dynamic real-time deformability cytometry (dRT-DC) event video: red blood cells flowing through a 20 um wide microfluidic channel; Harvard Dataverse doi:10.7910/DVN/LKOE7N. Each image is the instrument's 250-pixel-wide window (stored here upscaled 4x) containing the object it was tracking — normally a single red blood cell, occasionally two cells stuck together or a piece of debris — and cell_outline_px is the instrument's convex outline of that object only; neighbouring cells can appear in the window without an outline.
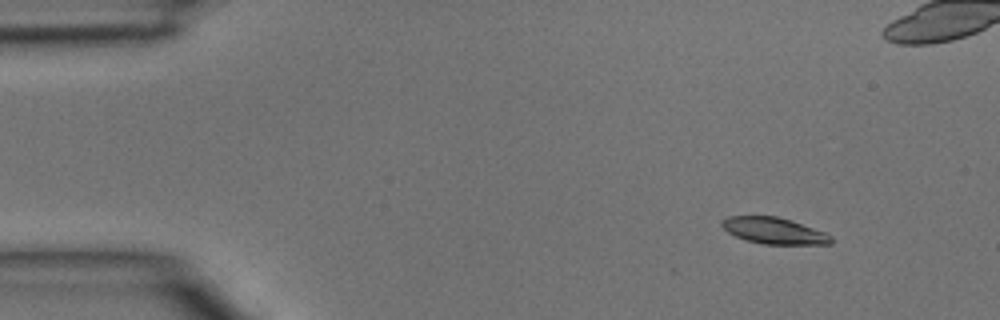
{"species": "common noctule bat (a hibernating species)", "species_latin": "Nyctalus noctula", "temperature_condition": "room temperature", "stored_images_in_passage": 5, "camera_frame_rate_fps": 3000, "um_per_image_px": 0.085, "animal": {"sex": "male", "body_mass_g": 15.6}, "frame": {"image": 1, "passage_image": 2, "time_ms": 0.333, "image_size_px": [1000, 320], "cell_outline_px": [[832, 244], [764, 244], [748, 240], [736, 236], [728, 232], [720, 224], [720, 220], [728, 216], [776, 216], [824, 232], [832, 236]], "centroid_in_image_um": [65.76, 19.61], "position_along_channel_um": 19.2, "area_um2": 16.47}}